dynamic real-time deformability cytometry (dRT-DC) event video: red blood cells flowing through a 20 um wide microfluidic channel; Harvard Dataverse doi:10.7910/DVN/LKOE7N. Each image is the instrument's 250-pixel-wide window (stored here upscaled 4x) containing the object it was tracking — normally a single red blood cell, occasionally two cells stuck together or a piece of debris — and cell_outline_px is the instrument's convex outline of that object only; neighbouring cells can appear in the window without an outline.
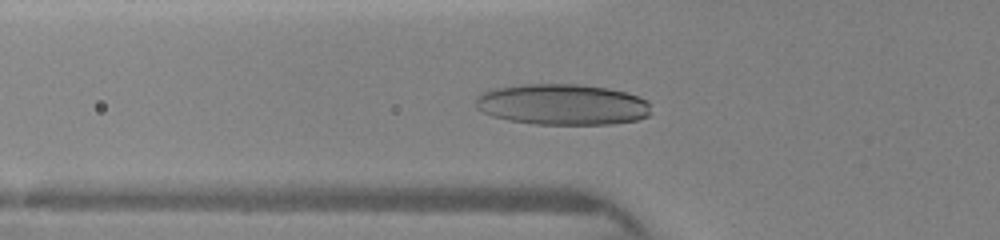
{"species": "human", "species_latin": "Homo sapiens", "temperature_condition": "warm", "stored_images_in_passage": 35, "camera_frame_rate_fps": 3000, "um_per_image_px": 0.085, "donor": {"sex": "female"}, "frame": {"image": 1, "passage_image": 10, "time_ms": 4.0, "image_size_px": [1000, 240], "cell_outline_px": [[652, 112], [648, 116], [636, 120], [612, 124], [536, 124], [508, 120], [492, 116], [476, 108], [476, 96], [484, 92], [496, 88], [524, 84], [580, 84], [608, 88], [624, 92], [648, 100], [652, 104]], "centroid_in_image_um": [47.84, 8.88], "position_along_channel_um": 78.0, "area_um2": 42.02}}
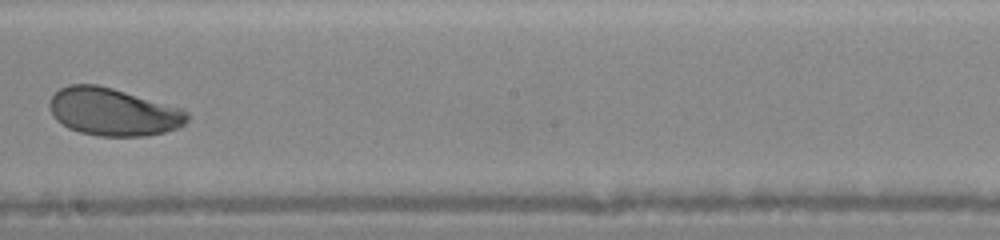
{"frame": {"image": 2, "passage_image": 19, "time_ms": 7.667, "image_size_px": [1000, 240], "cell_outline_px": [[188, 120], [180, 128], [164, 132], [144, 136], [100, 136], [80, 132], [68, 128], [56, 120], [52, 116], [48, 104], [52, 96], [60, 88], [68, 84], [96, 84], [112, 88], [184, 108], [188, 112]], "centroid_in_image_um": [9.63, 9.51], "position_along_channel_um": 238.6, "area_um2": 38.49}}
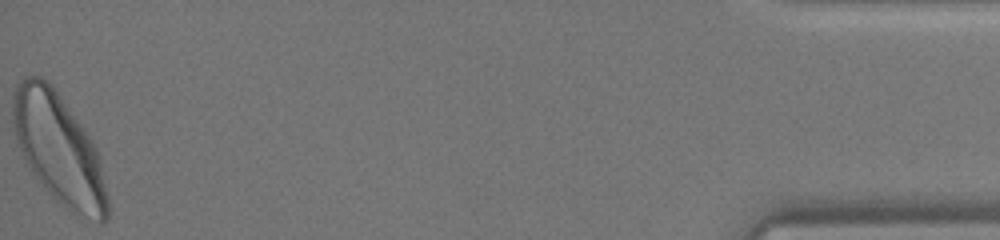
{"frame": {"image": 3, "passage_image": 35, "time_ms": 14.0, "image_size_px": [1000, 240], "cell_outline_px": [[108, 220], [104, 224], [100, 224], [76, 216], [60, 204], [48, 192], [32, 172], [24, 160], [16, 140], [12, 120], [12, 92], [16, 84], [24, 76], [40, 76], [52, 84], [84, 128], [92, 140], [96, 148], [100, 160], [108, 200]], "centroid_in_image_um": [4.99, 12.69], "position_along_channel_um": 430.2, "area_um2": 61.38}}